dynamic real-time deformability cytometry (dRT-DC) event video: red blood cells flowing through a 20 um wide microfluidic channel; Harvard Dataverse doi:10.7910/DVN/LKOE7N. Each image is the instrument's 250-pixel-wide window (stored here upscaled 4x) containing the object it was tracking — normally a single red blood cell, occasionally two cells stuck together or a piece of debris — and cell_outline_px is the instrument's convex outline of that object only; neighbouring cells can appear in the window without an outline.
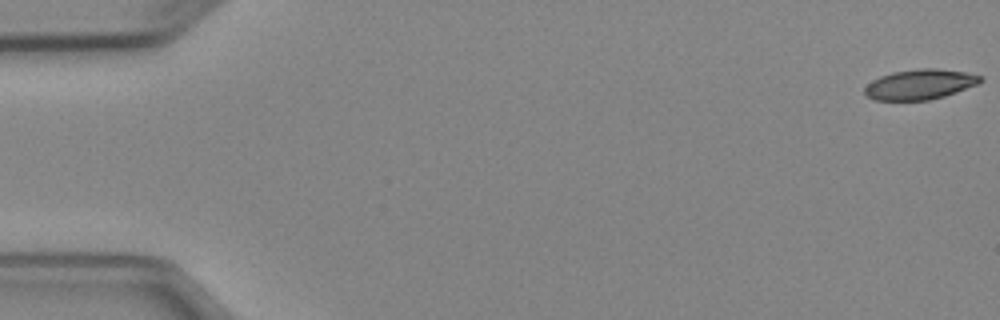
{"species": "Egyptian fruit bat (a non-hibernating species)", "species_latin": "Rousettus aegyptiacus", "temperature_condition": "cold", "stored_images_in_passage": 5, "camera_frame_rate_fps": 3000, "um_per_image_px": 0.085, "animal": {"sex": "female"}, "frame": {"image": 1, "passage_image": 1, "time_ms": 0.0, "image_size_px": [1000, 320], "cell_outline_px": [[984, 80], [976, 84], [956, 92], [944, 96], [928, 100], [876, 100], [868, 96], [864, 92], [864, 88], [872, 80], [880, 76], [892, 72], [920, 68], [936, 68], [964, 72], [984, 76]], "centroid_in_image_um": [78.2, 7.16], "position_along_channel_um": 6.8, "area_um2": 20.23}}
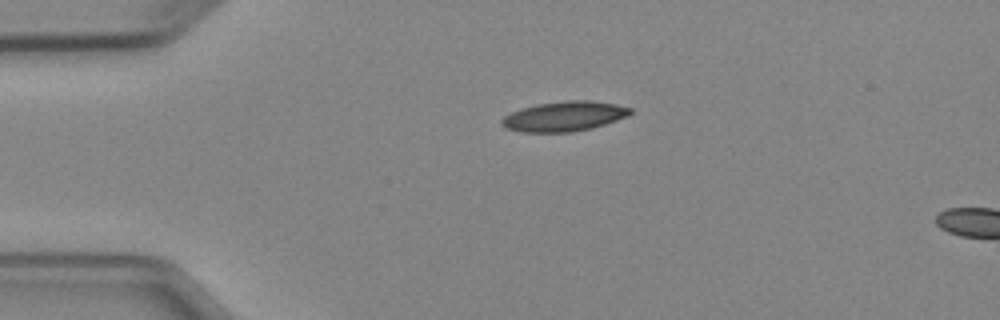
{"frame": {"image": 2, "passage_image": 4, "time_ms": 3.667, "image_size_px": [1000, 320], "cell_outline_px": [[632, 112], [628, 116], [592, 128], [572, 132], [520, 132], [504, 128], [500, 124], [500, 120], [504, 116], [520, 108], [536, 104], [568, 100], [592, 100], [616, 104], [632, 108]], "centroid_in_image_um": [47.93, 9.88], "position_along_channel_um": 37.1, "area_um2": 22.6}}